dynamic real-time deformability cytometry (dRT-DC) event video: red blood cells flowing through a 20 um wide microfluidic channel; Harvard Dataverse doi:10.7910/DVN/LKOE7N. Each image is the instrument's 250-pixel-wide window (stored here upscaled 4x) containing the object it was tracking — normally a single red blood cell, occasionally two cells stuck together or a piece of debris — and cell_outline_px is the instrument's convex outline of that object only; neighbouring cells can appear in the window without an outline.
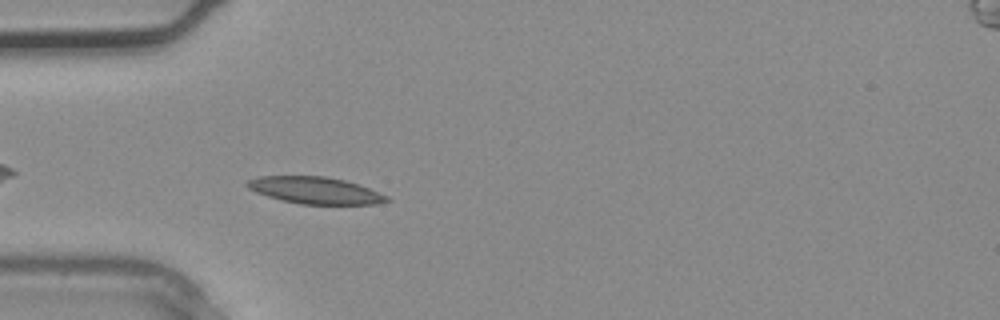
{"species": "common noctule bat (a hibernating species)", "species_latin": "Nyctalus noctula", "temperature_condition": "warm", "stored_images_in_passage": 4, "camera_frame_rate_fps": 3000, "um_per_image_px": 0.085, "animal": {"sex": "male", "body_mass_g": 20.4}, "frame": {"image": 1, "passage_image": 3, "time_ms": 0.667, "image_size_px": [1000, 320], "cell_outline_px": [[392, 200], [376, 204], [300, 204], [268, 196], [256, 192], [248, 188], [244, 184], [248, 180], [260, 176], [324, 176], [344, 180], [360, 184], [388, 196]], "centroid_in_image_um": [26.81, 16.18], "position_along_channel_um": 58.2, "area_um2": 21.79}}